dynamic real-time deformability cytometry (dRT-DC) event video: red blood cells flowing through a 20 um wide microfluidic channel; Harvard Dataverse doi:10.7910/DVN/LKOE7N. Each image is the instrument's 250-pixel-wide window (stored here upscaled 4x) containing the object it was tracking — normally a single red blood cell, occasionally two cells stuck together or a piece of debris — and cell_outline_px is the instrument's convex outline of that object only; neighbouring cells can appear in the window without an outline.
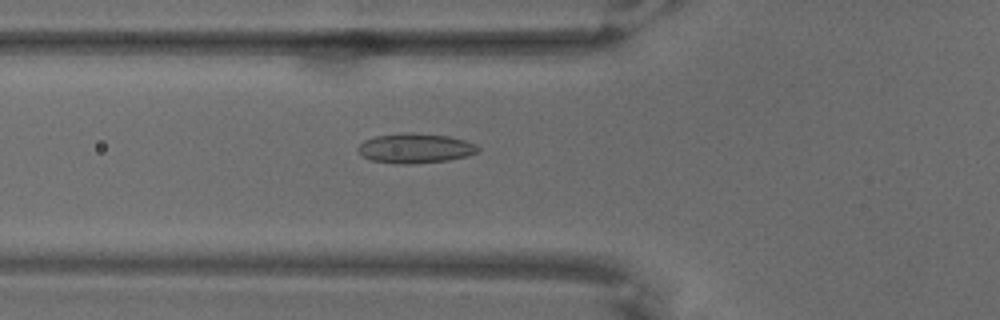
{"species": "common noctule bat (a hibernating species)", "species_latin": "Nyctalus noctula", "temperature_condition": "warm", "stored_images_in_passage": 67, "camera_frame_rate_fps": 3000, "um_per_image_px": 0.085, "animal": {"sex": "male", "body_mass_g": 18.8}, "frame": {"image": 1, "passage_image": 25, "time_ms": 8.0, "image_size_px": [1000, 320], "cell_outline_px": [[480, 148], [476, 152], [464, 156], [448, 160], [408, 164], [400, 164], [372, 160], [364, 156], [356, 148], [364, 140], [376, 136], [408, 132], [412, 132], [448, 136], [464, 140], [476, 144]], "centroid_in_image_um": [35.28, 12.59], "position_along_channel_um": 90.5, "area_um2": 20.52}}
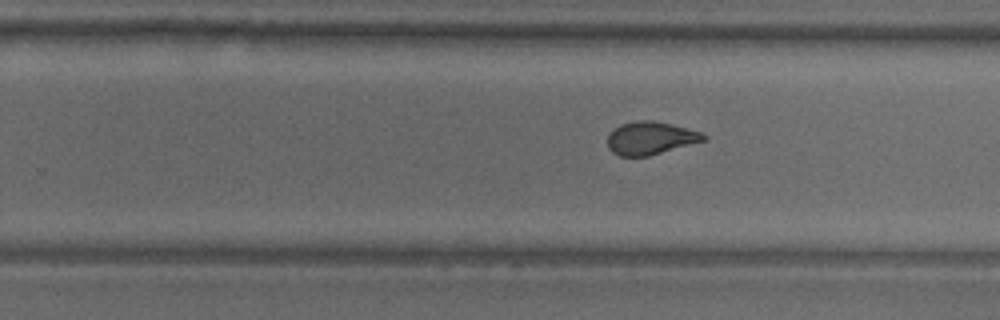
{"frame": {"image": 2, "passage_image": 43, "time_ms": 14.0, "image_size_px": [1000, 320], "cell_outline_px": [[708, 140], [648, 156], [620, 156], [612, 152], [608, 148], [608, 132], [620, 124], [636, 120], [652, 120], [672, 124], [700, 132], [708, 136]], "centroid_in_image_um": [55.29, 11.73], "position_along_channel_um": 274.5, "area_um2": 18.61}}
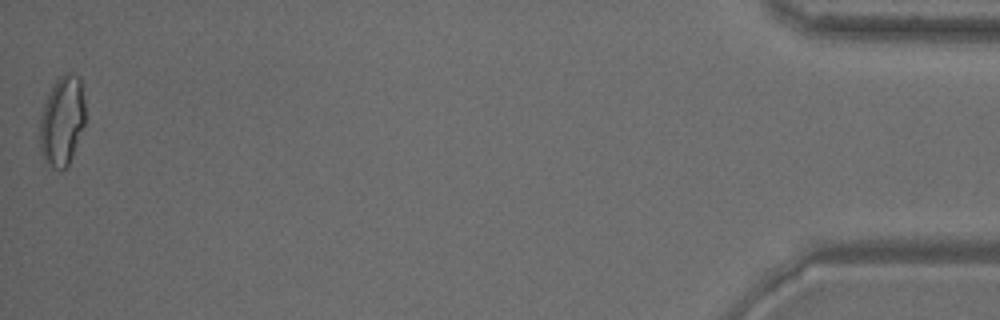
{"frame": {"image": 3, "passage_image": 67, "time_ms": 22.0, "image_size_px": [1000, 320], "cell_outline_px": [[84, 124], [72, 156], [68, 164], [60, 172], [52, 168], [44, 160], [40, 152], [40, 116], [48, 92], [52, 84], [60, 76], [68, 72], [72, 72], [80, 80], [84, 100]], "centroid_in_image_um": [5.25, 10.29], "position_along_channel_um": 429.9, "area_um2": 23.76}}